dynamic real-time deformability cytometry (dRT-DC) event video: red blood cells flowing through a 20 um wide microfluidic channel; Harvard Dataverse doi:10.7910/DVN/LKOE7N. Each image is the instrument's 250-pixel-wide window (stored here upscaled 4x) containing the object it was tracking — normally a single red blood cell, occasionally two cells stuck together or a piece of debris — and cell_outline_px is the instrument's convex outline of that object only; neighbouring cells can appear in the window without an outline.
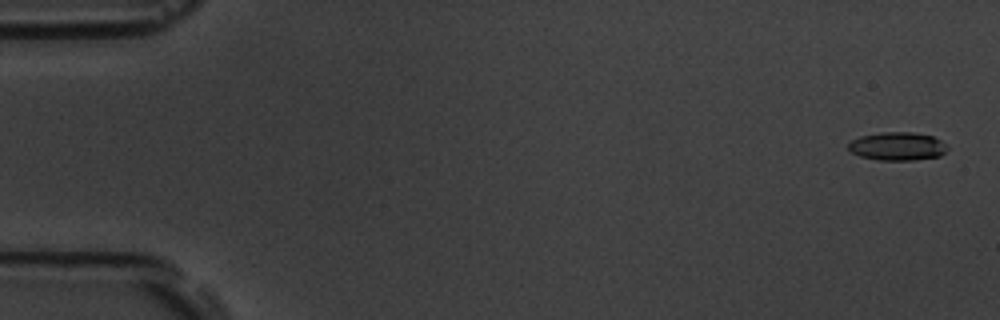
{"species": "common noctule bat (a hibernating species)", "species_latin": "Nyctalus noctula", "temperature_condition": "room temperature", "stored_images_in_passage": 55, "camera_frame_rate_fps": 3000, "um_per_image_px": 0.085, "animal": {"sex": "male", "body_mass_g": 19.5, "forearm_length_mm": 54.6}, "frame": {"image": 1, "passage_image": 2, "time_ms": 0.333, "image_size_px": [1000, 320], "cell_outline_px": [[948, 148], [940, 156], [916, 160], [880, 160], [860, 156], [852, 152], [848, 148], [848, 144], [852, 140], [860, 136], [880, 132], [912, 132], [932, 136], [940, 140]], "centroid_in_image_um": [76.27, 12.43], "position_along_channel_um": 8.7, "area_um2": 16.24}}
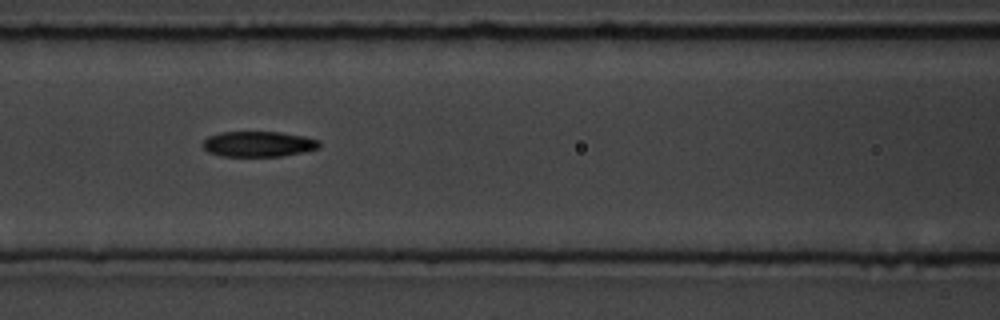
{"frame": {"image": 2, "passage_image": 24, "time_ms": 7.667, "image_size_px": [1000, 320], "cell_outline_px": [[320, 148], [304, 152], [280, 156], [220, 156], [208, 152], [200, 144], [208, 136], [220, 132], [280, 132], [304, 136], [320, 140]], "centroid_in_image_um": [21.96, 12.24], "position_along_channel_um": 144.6, "area_um2": 17.46}}
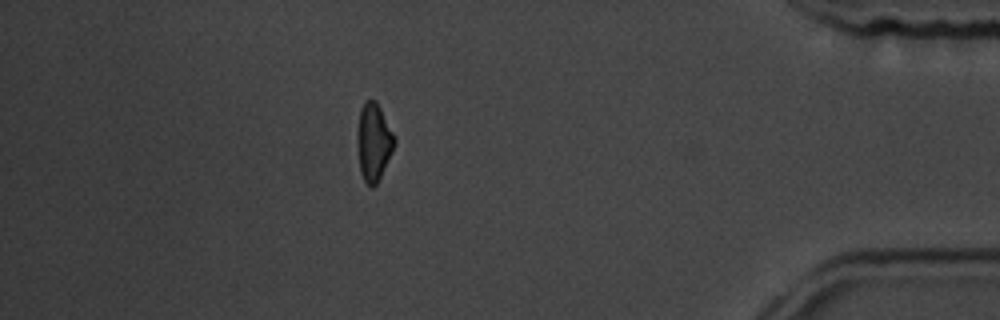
{"frame": {"image": 3, "passage_image": 48, "time_ms": 15.667, "image_size_px": [1000, 320], "cell_outline_px": [[396, 144], [376, 184], [372, 188], [364, 180], [360, 172], [356, 140], [360, 108], [364, 100], [376, 100], [396, 140]], "centroid_in_image_um": [31.73, 12.05], "position_along_channel_um": 403.5, "area_um2": 16.7}, "authors_computed_cell_mechanics": {"area_um2": 17.051, "velocity_mm_per_s": 3.7907, "shape_relaxation_time_tau1_ms": 3.2622, "shape_relaxation_time_tau2_ms": null, "deformation_change_tau1": 0.1188, "deformation_change_tau2": null}}